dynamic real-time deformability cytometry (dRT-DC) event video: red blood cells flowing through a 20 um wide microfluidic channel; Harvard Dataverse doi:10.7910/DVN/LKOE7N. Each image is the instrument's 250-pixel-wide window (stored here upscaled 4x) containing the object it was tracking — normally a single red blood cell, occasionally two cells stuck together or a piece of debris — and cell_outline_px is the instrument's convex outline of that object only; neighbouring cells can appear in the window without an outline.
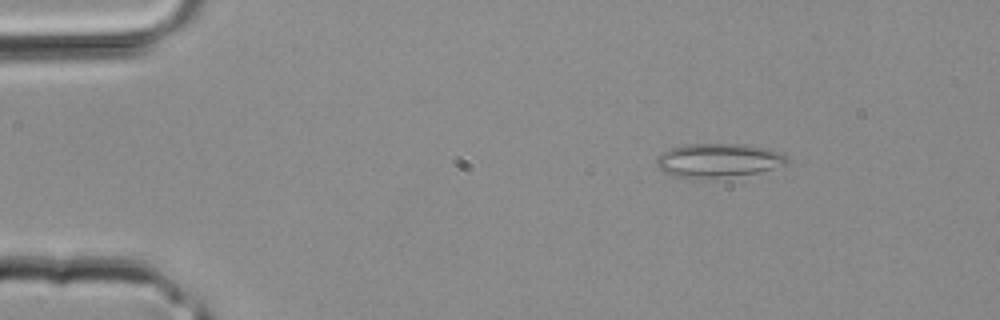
{"species": "common noctule bat (a hibernating species)", "species_latin": "Nyctalus noctula", "temperature_condition": "room temperature", "stored_images_in_passage": 3, "camera_frame_rate_fps": 3000, "um_per_image_px": 0.085, "animal": {"sex": "male", "body_mass_g": 20.4}, "frame": {"image": 1, "passage_image": 2, "time_ms": 0.333, "image_size_px": [1000, 320], "cell_outline_px": [[788, 164], [760, 172], [692, 180], [672, 176], [664, 172], [656, 164], [656, 156], [660, 152], [684, 144], [744, 144], [768, 148], [780, 152], [788, 156]], "centroid_in_image_um": [61.03, 13.64], "position_along_channel_um": 24.0, "area_um2": 26.18}}